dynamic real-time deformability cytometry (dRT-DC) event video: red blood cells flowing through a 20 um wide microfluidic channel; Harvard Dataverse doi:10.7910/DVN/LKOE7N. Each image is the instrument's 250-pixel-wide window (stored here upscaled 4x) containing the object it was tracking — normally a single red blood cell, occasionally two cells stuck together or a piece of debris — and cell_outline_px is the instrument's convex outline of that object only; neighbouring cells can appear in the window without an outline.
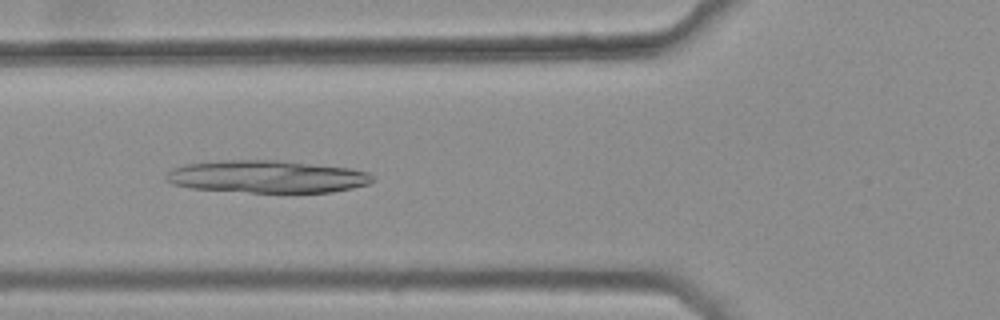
{"species": "common noctule bat (a hibernating species)", "species_latin": "Nyctalus noctula", "temperature_condition": "warm", "stored_images_in_passage": 42, "camera_frame_rate_fps": 3000, "um_per_image_px": 0.085, "animal": {"sex": "female", "body_mass_g": 25.1}, "frame": {"image": 1, "passage_image": 18, "time_ms": 5.667, "image_size_px": [1000, 320], "cell_outline_px": [[376, 180], [368, 184], [352, 188], [332, 192], [248, 192], [192, 188], [172, 184], [164, 176], [172, 168], [184, 164], [220, 160], [276, 160], [352, 168], [368, 172]], "centroid_in_image_um": [22.7, 15.01], "position_along_channel_um": 103.1, "area_um2": 39.07}}
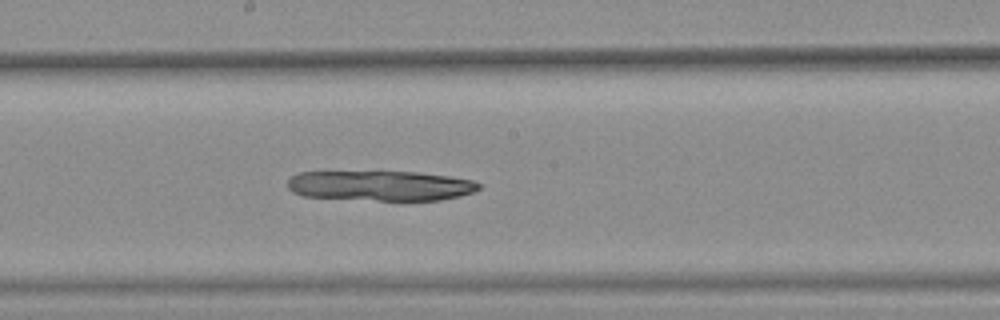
{"frame": {"image": 2, "passage_image": 27, "time_ms": 8.667, "image_size_px": [1000, 320], "cell_outline_px": [[480, 188], [472, 192], [460, 196], [440, 200], [380, 200], [304, 196], [292, 192], [288, 188], [288, 180], [292, 176], [300, 172], [416, 172], [448, 176], [472, 180], [480, 184]], "centroid_in_image_um": [32.34, 15.78], "position_along_channel_um": 215.9, "area_um2": 33.18}}
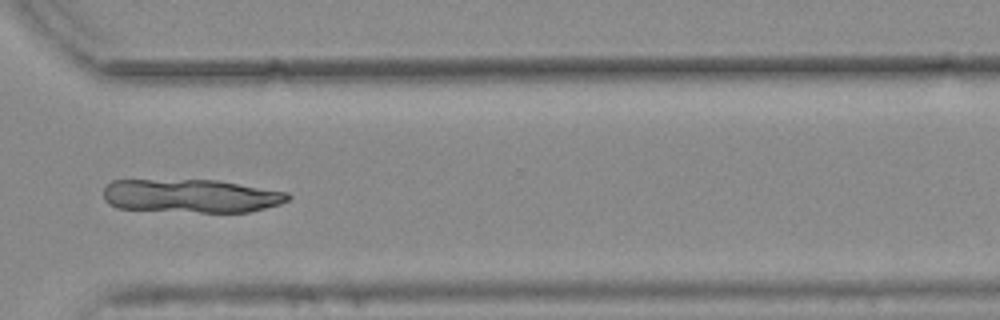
{"frame": {"image": 3, "passage_image": 38, "time_ms": 12.333, "image_size_px": [1000, 320], "cell_outline_px": [[292, 196], [288, 200], [280, 204], [248, 212], [200, 212], [116, 208], [108, 204], [104, 200], [104, 188], [112, 180], [216, 180], [288, 192]], "centroid_in_image_um": [16.23, 16.65], "position_along_channel_um": 354.4, "area_um2": 35.95}}